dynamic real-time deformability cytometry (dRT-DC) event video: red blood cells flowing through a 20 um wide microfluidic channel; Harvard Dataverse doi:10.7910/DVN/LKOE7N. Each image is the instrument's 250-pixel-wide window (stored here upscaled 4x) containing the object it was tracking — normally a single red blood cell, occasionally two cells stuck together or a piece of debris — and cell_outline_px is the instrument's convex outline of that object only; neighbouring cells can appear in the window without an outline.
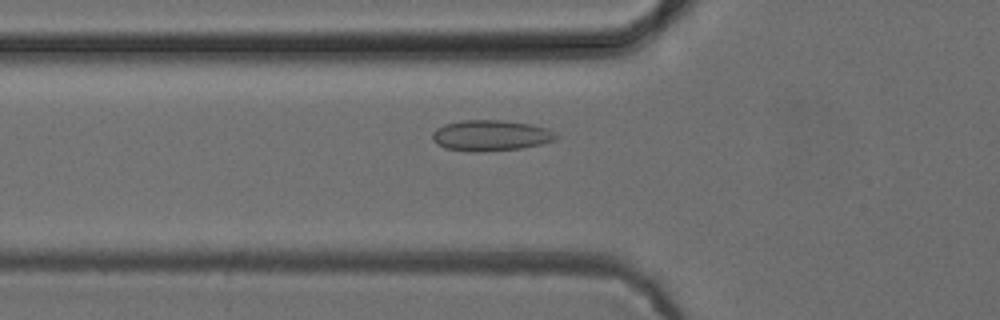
{"species": "common noctule bat (a hibernating species)", "species_latin": "Nyctalus noctula", "temperature_condition": "cold", "stored_images_in_passage": 29, "camera_frame_rate_fps": 3000, "um_per_image_px": 0.085, "animal": {"sex": "female", "body_mass_g": 24.6, "forearm_length_mm": 56.2}, "frame": {"image": 1, "passage_image": 7, "time_ms": 2.0, "image_size_px": [1000, 320], "cell_outline_px": [[560, 136], [556, 140], [540, 144], [520, 148], [476, 152], [444, 148], [436, 144], [432, 140], [432, 132], [436, 128], [444, 124], [460, 120], [504, 120], [532, 124], [548, 128]], "centroid_in_image_um": [41.7, 11.5], "position_along_channel_um": 84.1, "area_um2": 22.43}}
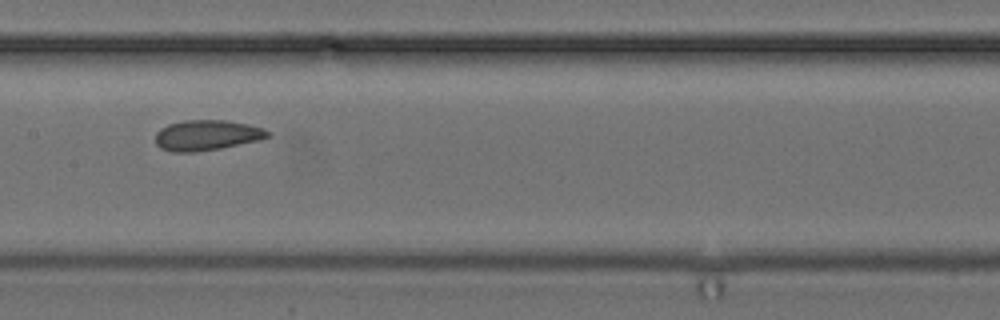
{"frame": {"image": 2, "passage_image": 15, "time_ms": 4.667, "image_size_px": [1000, 320], "cell_outline_px": [[268, 136], [260, 140], [220, 148], [196, 152], [172, 152], [160, 148], [156, 144], [156, 132], [160, 128], [168, 124], [184, 120], [224, 120], [248, 124], [264, 128], [268, 132]], "centroid_in_image_um": [17.54, 11.49], "position_along_channel_um": 189.9, "area_um2": 19.88}}
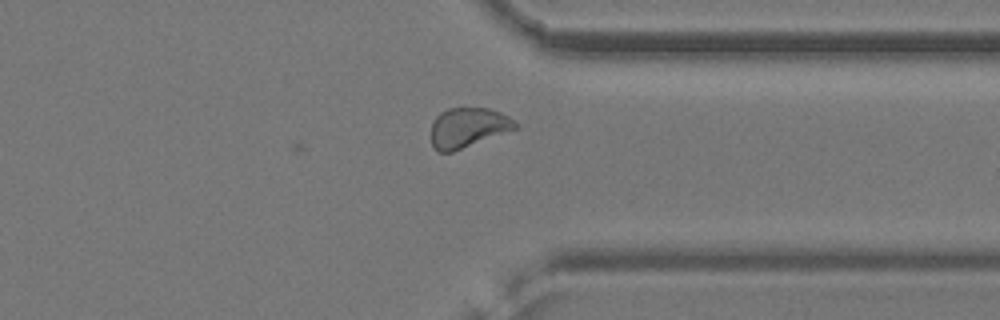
{"frame": {"image": 3, "passage_image": 29, "time_ms": 9.333, "image_size_px": [1000, 320], "cell_outline_px": [[520, 128], [452, 152], [436, 152], [432, 144], [432, 124], [436, 116], [440, 112], [448, 108], [488, 108], [500, 112], [508, 116], [520, 124]], "centroid_in_image_um": [39.82, 10.85], "position_along_channel_um": 371.6, "area_um2": 19.77}}